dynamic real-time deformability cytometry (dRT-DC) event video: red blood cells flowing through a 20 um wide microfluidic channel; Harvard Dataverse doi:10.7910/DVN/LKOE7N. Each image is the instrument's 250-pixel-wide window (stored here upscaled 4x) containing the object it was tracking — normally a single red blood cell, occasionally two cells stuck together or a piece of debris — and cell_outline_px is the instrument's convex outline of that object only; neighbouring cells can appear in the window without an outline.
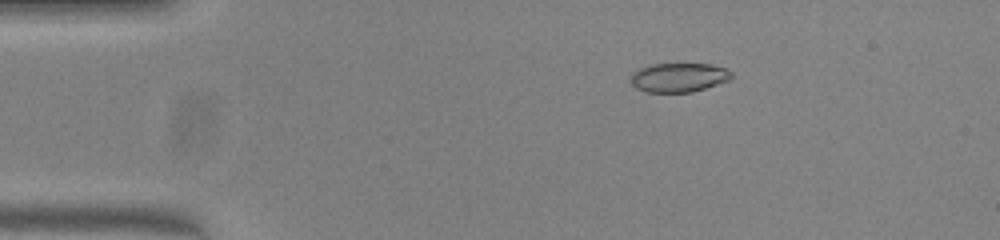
{"species": "common noctule bat (a hibernating species)", "species_latin": "Nyctalus noctula", "temperature_condition": "warm", "stored_images_in_passage": 51, "camera_frame_rate_fps": 3000, "um_per_image_px": 0.085, "animal": {"sex": "female", "body_mass_g": 23.0, "forearm_length_mm": 53.4}, "frame": {"image": 1, "passage_image": 9, "time_ms": 2.667, "image_size_px": [1000, 240], "cell_outline_px": [[732, 76], [728, 80], [692, 92], [644, 92], [636, 88], [632, 84], [632, 72], [640, 68], [652, 64], [712, 64], [724, 68], [732, 72]], "centroid_in_image_um": [57.67, 6.58], "position_along_channel_um": 27.3, "area_um2": 16.94}}
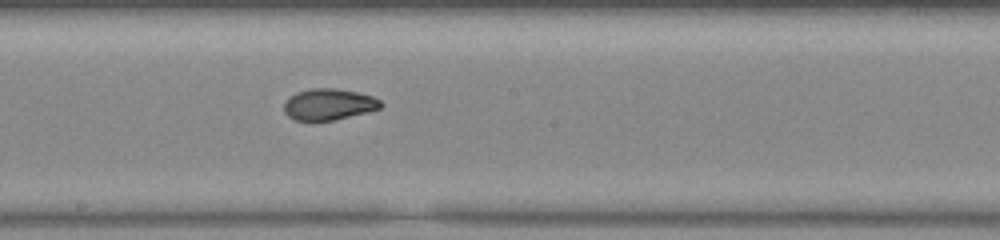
{"frame": {"image": 2, "passage_image": 28, "time_ms": 9.0, "image_size_px": [1000, 240], "cell_outline_px": [[384, 104], [380, 108], [368, 112], [332, 120], [292, 120], [284, 112], [284, 104], [288, 96], [296, 92], [312, 88], [336, 88], [356, 92], [372, 96], [380, 100]], "centroid_in_image_um": [27.92, 8.86], "position_along_channel_um": 220.3, "area_um2": 17.69}}
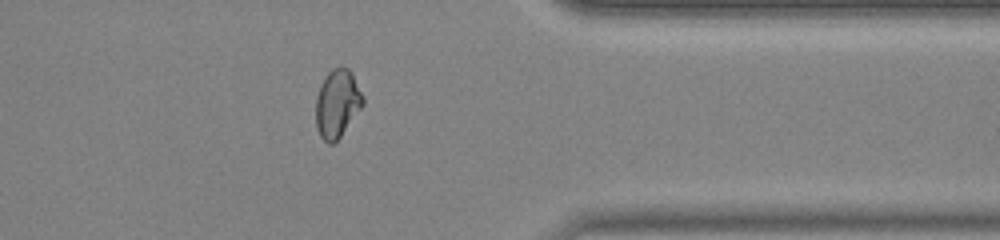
{"frame": {"image": 3, "passage_image": 41, "time_ms": 13.333, "image_size_px": [1000, 240], "cell_outline_px": [[364, 104], [340, 136], [332, 144], [328, 144], [320, 136], [316, 128], [316, 96], [320, 84], [324, 76], [332, 68], [348, 68], [352, 72], [364, 96]], "centroid_in_image_um": [28.66, 8.78], "position_along_channel_um": 382.7, "area_um2": 18.73}, "authors_computed_cell_mechanics": {"area_um2": 18.207, "velocity_mm_per_s": 4.042, "shape_relaxation_time_tau1_ms": 4.6309, "shape_relaxation_time_tau2_ms": 1.309, "deformation_change_tau1": 0.1947, "deformation_change_tau2": 0.0534}}